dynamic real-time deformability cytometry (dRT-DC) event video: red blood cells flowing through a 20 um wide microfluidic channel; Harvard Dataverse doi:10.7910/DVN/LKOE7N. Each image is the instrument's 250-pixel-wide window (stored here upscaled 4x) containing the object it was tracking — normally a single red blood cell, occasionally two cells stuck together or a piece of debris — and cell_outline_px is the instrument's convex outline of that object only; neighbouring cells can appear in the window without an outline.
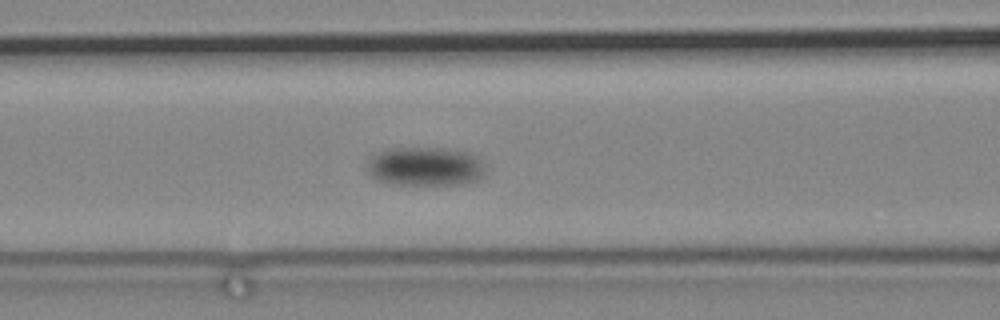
{"species": "common noctule bat (a hibernating species)", "species_latin": "Nyctalus noctula", "temperature_condition": "cold", "stored_images_in_passage": 57, "camera_frame_rate_fps": 3000, "um_per_image_px": 0.085, "animal": {"sex": "male", "body_mass_g": 19.2, "forearm_length_mm": 51.8}, "frame": {"image": 1, "passage_image": 56, "time_ms": 18.333, "image_size_px": [1000, 320], "cell_outline_px": [[488, 168], [484, 176], [476, 180], [464, 184], [388, 184], [376, 180], [368, 172], [368, 160], [376, 152], [392, 148], [448, 148], [468, 152], [480, 156]], "centroid_in_image_um": [36.21, 14.14], "position_along_channel_um": 130.4, "area_um2": 27.4}}